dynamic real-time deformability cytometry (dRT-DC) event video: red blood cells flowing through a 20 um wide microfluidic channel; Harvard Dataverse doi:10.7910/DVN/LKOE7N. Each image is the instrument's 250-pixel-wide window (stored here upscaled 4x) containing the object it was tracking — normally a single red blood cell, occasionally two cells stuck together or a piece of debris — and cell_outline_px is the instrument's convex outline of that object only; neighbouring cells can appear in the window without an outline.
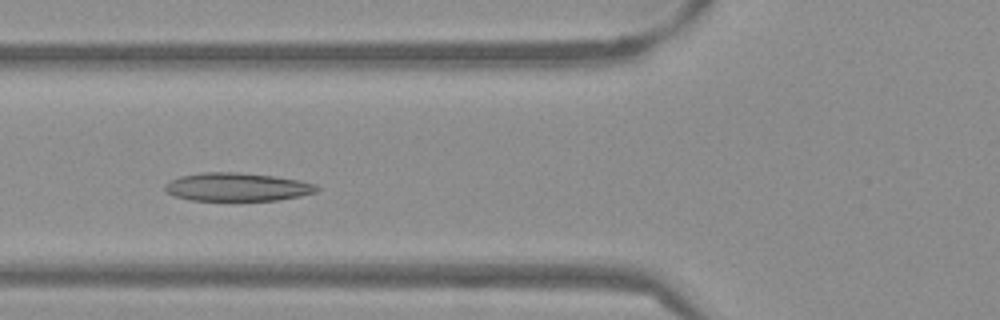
{"species": "Egyptian fruit bat (a non-hibernating species)", "species_latin": "Rousettus aegyptiacus", "temperature_condition": "warm", "stored_images_in_passage": 42, "camera_frame_rate_fps": 3000, "um_per_image_px": 0.085, "frame": {"image": 1, "passage_image": 9, "time_ms": 2.667, "image_size_px": [1000, 320], "cell_outline_px": [[320, 188], [316, 192], [300, 196], [280, 200], [192, 200], [176, 196], [164, 192], [164, 184], [180, 176], [204, 172], [236, 172], [272, 176], [300, 180], [316, 184]], "centroid_in_image_um": [20.16, 15.89], "position_along_channel_um": 105.6, "area_um2": 24.97}}
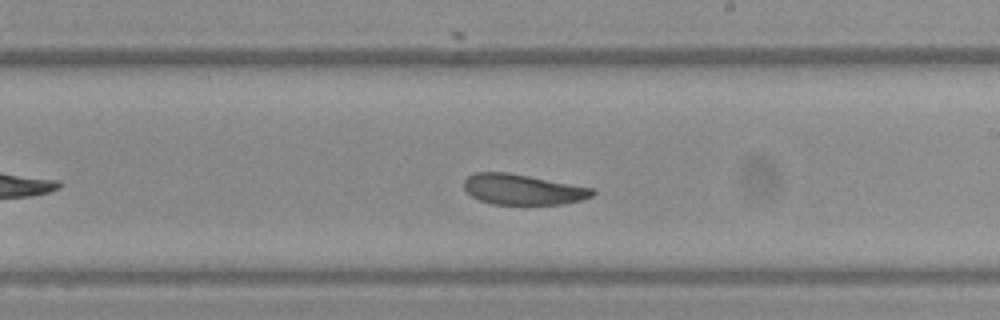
{"frame": {"image": 2, "passage_image": 20, "time_ms": 6.333, "image_size_px": [1000, 320], "cell_outline_px": [[596, 192], [592, 196], [580, 200], [564, 204], [492, 204], [480, 200], [472, 196], [464, 188], [464, 180], [468, 176], [476, 172], [508, 172], [592, 188]], "centroid_in_image_um": [44.42, 16.1], "position_along_channel_um": 244.6, "area_um2": 22.6}}
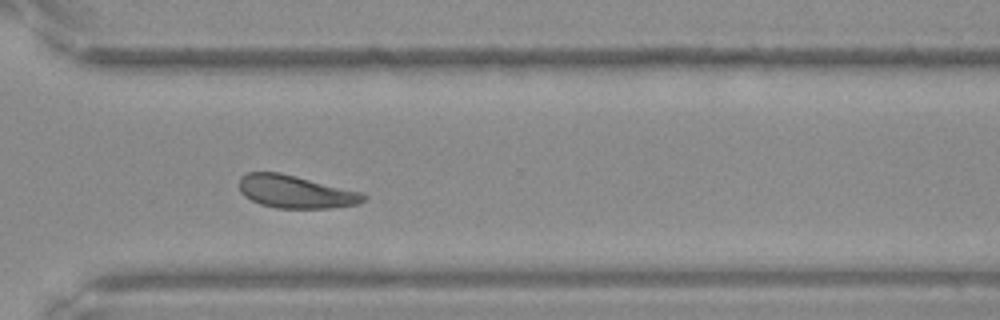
{"frame": {"image": 3, "passage_image": 28, "time_ms": 9.0, "image_size_px": [1000, 320], "cell_outline_px": [[368, 196], [360, 204], [328, 208], [276, 208], [260, 204], [244, 196], [240, 192], [240, 176], [248, 172], [280, 172], [364, 192]], "centroid_in_image_um": [25.16, 16.29], "position_along_channel_um": 345.4, "area_um2": 23.99}, "authors_computed_cell_mechanics": {"area_um2": 24.2471, "velocity_mm_per_s": 3.7819, "shape_relaxation_time_tau1_ms": 3.8395, "shape_relaxation_time_tau2_ms": 4.0102, "deformation_change_tau1": 0.113, "deformation_change_tau2": 0.0759}}